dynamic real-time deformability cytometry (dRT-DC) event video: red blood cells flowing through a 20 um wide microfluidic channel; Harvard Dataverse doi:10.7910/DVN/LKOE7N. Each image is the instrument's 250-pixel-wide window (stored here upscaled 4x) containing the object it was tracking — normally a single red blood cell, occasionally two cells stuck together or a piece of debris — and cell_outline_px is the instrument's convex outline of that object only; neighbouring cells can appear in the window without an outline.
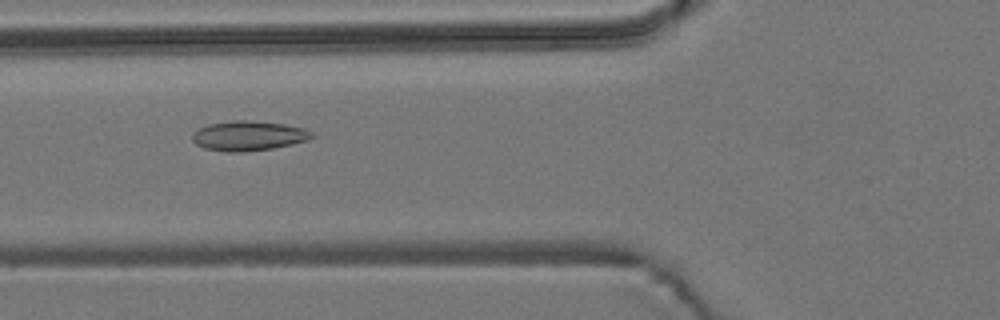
{"species": "common noctule bat (a hibernating species)", "species_latin": "Nyctalus noctula", "temperature_condition": "room temperature", "stored_images_in_passage": 56, "camera_frame_rate_fps": 3000, "um_per_image_px": 0.085, "animal": {"sex": "male", "body_mass_g": 19.2, "forearm_length_mm": 51.8}, "frame": {"image": 1, "passage_image": 21, "time_ms": 6.667, "image_size_px": [1000, 320], "cell_outline_px": [[316, 136], [308, 140], [292, 144], [272, 148], [244, 152], [224, 152], [204, 148], [196, 144], [192, 140], [192, 132], [208, 124], [232, 120], [244, 120], [284, 124], [304, 128], [312, 132]], "centroid_in_image_um": [21.11, 11.55], "position_along_channel_um": 104.7, "area_um2": 20.81}}
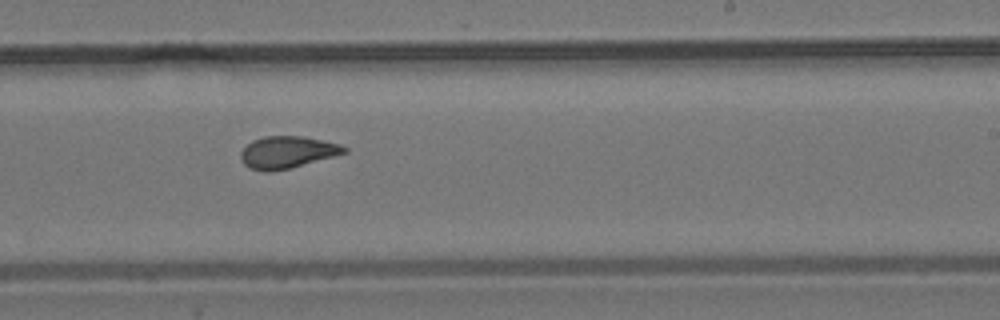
{"frame": {"image": 2, "passage_image": 34, "time_ms": 11.0, "image_size_px": [1000, 320], "cell_outline_px": [[348, 152], [288, 168], [272, 172], [264, 172], [252, 168], [244, 164], [240, 160], [240, 152], [252, 140], [264, 136], [304, 136], [340, 144], [348, 148]], "centroid_in_image_um": [24.4, 12.93], "position_along_channel_um": 264.6, "area_um2": 19.19}}
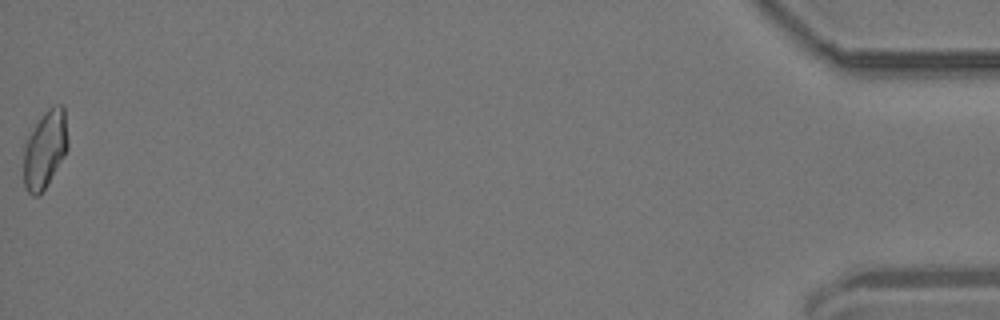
{"frame": {"image": 3, "passage_image": 56, "time_ms": 18.333, "image_size_px": [1000, 320], "cell_outline_px": [[68, 148], [64, 156], [44, 188], [36, 196], [32, 196], [28, 192], [24, 184], [24, 144], [28, 136], [44, 112], [52, 104], [64, 104], [68, 140]], "centroid_in_image_um": [3.84, 12.63], "position_along_channel_um": 431.4, "area_um2": 19.88}, "authors_computed_cell_mechanics": {"area_um2": 19.3919, "velocity_mm_per_s": 3.6934, "shape_relaxation_time_tau1_ms": 7.5193, "shape_relaxation_time_tau2_ms": 1.7379, "deformation_change_tau1": 0.1718, "deformation_change_tau2": 0.0599}}